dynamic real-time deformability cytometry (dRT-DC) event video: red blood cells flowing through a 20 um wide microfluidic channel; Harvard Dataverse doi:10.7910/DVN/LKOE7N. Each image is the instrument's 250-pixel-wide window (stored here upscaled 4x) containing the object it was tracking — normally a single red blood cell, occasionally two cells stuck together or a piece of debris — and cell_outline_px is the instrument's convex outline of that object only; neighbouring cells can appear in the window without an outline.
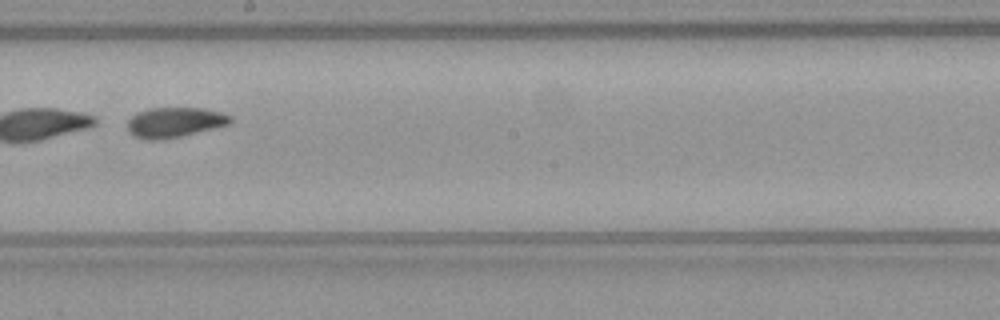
{"species": "common noctule bat (a hibernating species)", "species_latin": "Nyctalus noctula", "temperature_condition": "warm", "stored_images_in_passage": 53, "segment_of_instrument_passage": [2, 2], "camera_frame_rate_fps": 3000, "um_per_image_px": 0.085, "animal": {"sex": "female", "body_mass_g": 21.9}, "frame": {"image": 1, "passage_image": 30, "time_ms": 9.667, "image_size_px": [1000, 320], "cell_outline_px": [[232, 120], [228, 124], [180, 136], [156, 140], [148, 140], [136, 136], [128, 128], [128, 120], [132, 116], [140, 112], [152, 108], [204, 108], [220, 112], [232, 116]], "centroid_in_image_um": [14.86, 10.38], "position_along_channel_um": 233.3, "area_um2": 17.51}}